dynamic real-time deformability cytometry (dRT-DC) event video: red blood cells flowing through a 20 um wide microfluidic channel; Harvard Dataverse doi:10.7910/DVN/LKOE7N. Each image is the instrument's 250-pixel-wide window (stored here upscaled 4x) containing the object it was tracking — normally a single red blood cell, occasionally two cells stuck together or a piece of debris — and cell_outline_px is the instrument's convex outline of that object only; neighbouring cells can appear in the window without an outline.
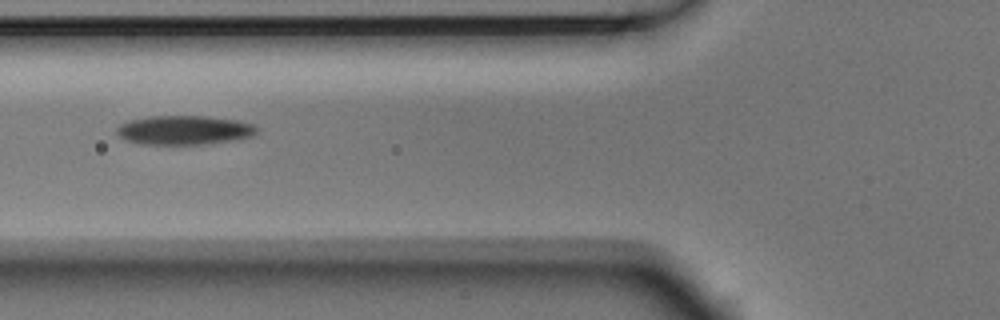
{"species": "Egyptian fruit bat (a non-hibernating species)", "species_latin": "Rousettus aegyptiacus", "temperature_condition": "room temperature", "stored_images_in_passage": 11, "camera_frame_rate_fps": 3000, "um_per_image_px": 0.085, "animal": {"sex": "male"}, "frame": {"image": 1, "passage_image": 7, "time_ms": 2.0, "image_size_px": [1000, 320], "cell_outline_px": [[260, 128], [252, 136], [204, 144], [144, 144], [128, 140], [120, 136], [116, 132], [116, 128], [120, 124], [128, 120], [148, 116], [204, 116], [240, 120], [252, 124]], "centroid_in_image_um": [15.65, 11.04], "position_along_channel_um": 110.1, "area_um2": 23.64}}
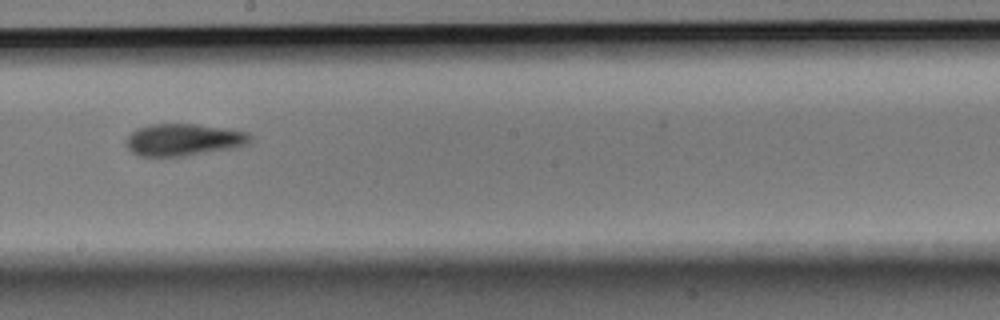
{"frame": {"image": 2, "passage_image": 10, "time_ms": 3.0, "image_size_px": [1000, 320], "cell_outline_px": [[252, 136], [244, 144], [232, 148], [184, 156], [140, 156], [132, 152], [128, 148], [124, 140], [136, 128], [152, 124], [192, 124], [224, 128], [248, 132]], "centroid_in_image_um": [15.54, 11.87], "position_along_channel_um": 232.7, "area_um2": 22.89}}
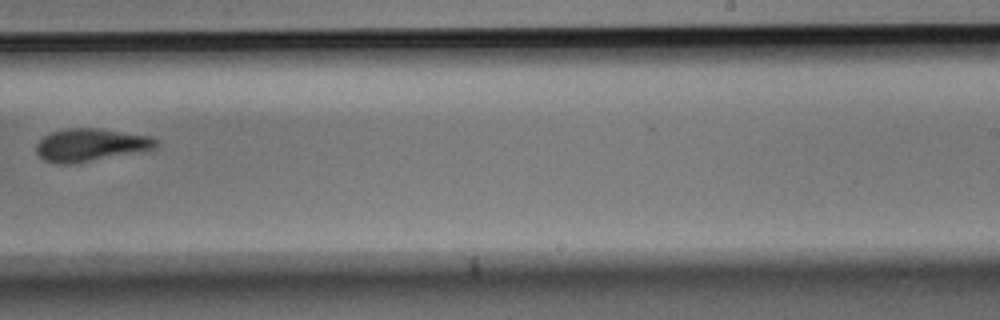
{"frame": {"image": 3, "passage_image": 11, "time_ms": 3.333, "image_size_px": [1000, 320], "cell_outline_px": [[156, 148], [76, 164], [56, 164], [44, 160], [36, 152], [36, 144], [44, 136], [52, 132], [68, 128], [96, 128], [148, 136], [156, 140]], "centroid_in_image_um": [7.64, 12.33], "position_along_channel_um": 281.4, "area_um2": 22.6}}